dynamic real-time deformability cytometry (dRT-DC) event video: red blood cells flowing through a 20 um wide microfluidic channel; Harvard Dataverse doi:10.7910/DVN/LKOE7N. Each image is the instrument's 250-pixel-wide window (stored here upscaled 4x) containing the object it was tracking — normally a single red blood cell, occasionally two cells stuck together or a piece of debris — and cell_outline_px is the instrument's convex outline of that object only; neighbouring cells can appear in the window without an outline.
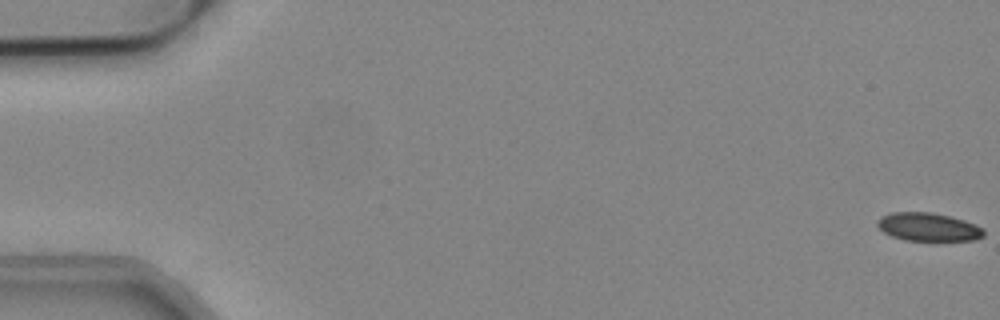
{"species": "common noctule bat (a hibernating species)", "species_latin": "Nyctalus noctula", "temperature_condition": "cold", "stored_images_in_passage": 55, "camera_frame_rate_fps": 3000, "um_per_image_px": 0.085, "animal": {"sex": "male", "body_mass_g": 19.2, "forearm_length_mm": 51.8}, "frame": {"image": 1, "passage_image": 1, "time_ms": 0.0, "image_size_px": [1000, 320], "cell_outline_px": [[984, 236], [972, 240], [904, 240], [892, 236], [884, 232], [876, 224], [876, 220], [880, 216], [892, 212], [928, 212], [948, 216], [964, 220], [984, 228]], "centroid_in_image_um": [78.87, 19.28], "position_along_channel_um": 6.1, "area_um2": 17.4}}
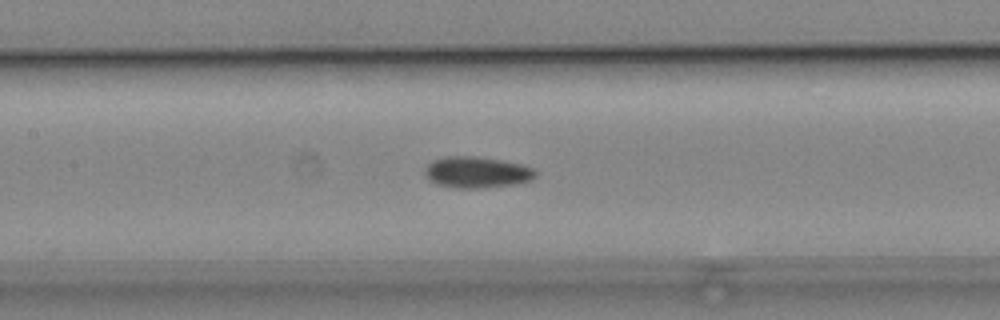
{"frame": {"image": 2, "passage_image": 26, "time_ms": 8.333, "image_size_px": [1000, 320], "cell_outline_px": [[536, 176], [528, 180], [512, 184], [480, 188], [460, 188], [436, 184], [428, 180], [424, 172], [424, 168], [432, 160], [444, 156], [476, 156], [500, 160], [520, 164], [532, 168], [536, 172]], "centroid_in_image_um": [40.45, 14.63], "position_along_channel_um": 166.9, "area_um2": 20.0}}
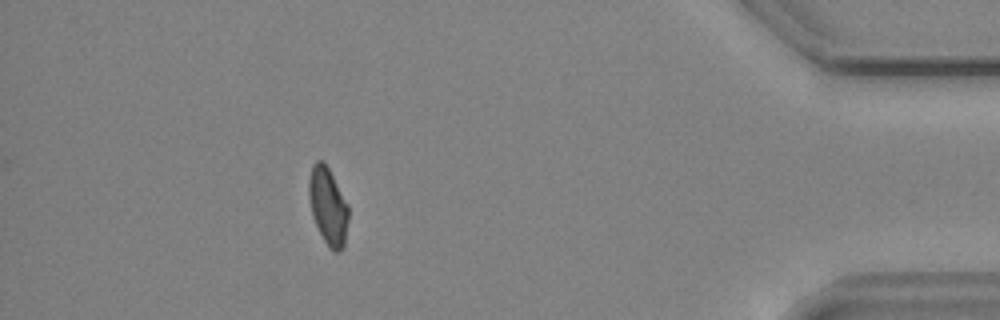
{"frame": {"image": 3, "passage_image": 49, "time_ms": 16.0, "image_size_px": [1000, 320], "cell_outline_px": [[348, 220], [344, 248], [336, 252], [332, 252], [328, 248], [312, 216], [308, 196], [308, 180], [312, 164], [316, 160], [324, 160], [348, 204]], "centroid_in_image_um": [27.87, 17.52], "position_along_channel_um": 407.3, "area_um2": 18.03}}